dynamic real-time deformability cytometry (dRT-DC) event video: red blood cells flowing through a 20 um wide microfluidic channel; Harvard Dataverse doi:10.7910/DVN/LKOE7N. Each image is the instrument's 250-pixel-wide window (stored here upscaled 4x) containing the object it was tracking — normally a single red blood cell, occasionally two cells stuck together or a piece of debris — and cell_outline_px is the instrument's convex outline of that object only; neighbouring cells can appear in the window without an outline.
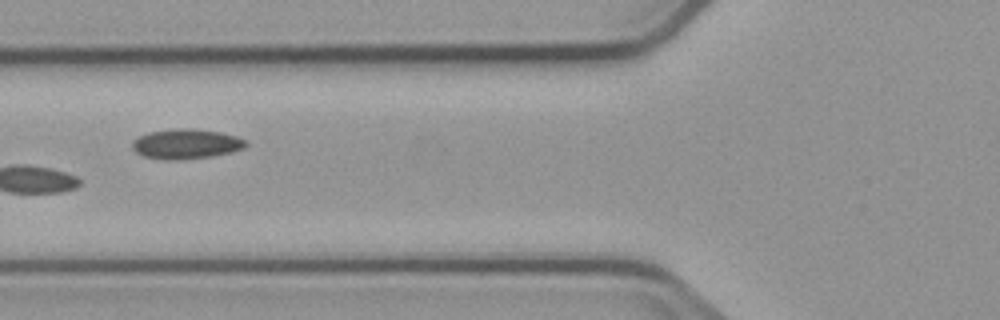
{"species": "common noctule bat (a hibernating species)", "species_latin": "Nyctalus noctula", "temperature_condition": "cold", "stored_images_in_passage": 9, "camera_frame_rate_fps": 3000, "um_per_image_px": 0.085, "animal": {"sex": "male", "body_mass_g": 23.1, "forearm_length_mm": 52.7}, "frame": {"image": 1, "passage_image": 7, "time_ms": 7.0, "image_size_px": [1000, 320], "cell_outline_px": [[248, 144], [244, 148], [232, 152], [212, 156], [176, 160], [164, 160], [144, 156], [136, 152], [132, 148], [132, 140], [148, 132], [180, 128], [192, 128], [220, 132], [236, 136], [248, 140]], "centroid_in_image_um": [15.84, 12.23], "position_along_channel_um": 110.0, "area_um2": 19.88}}
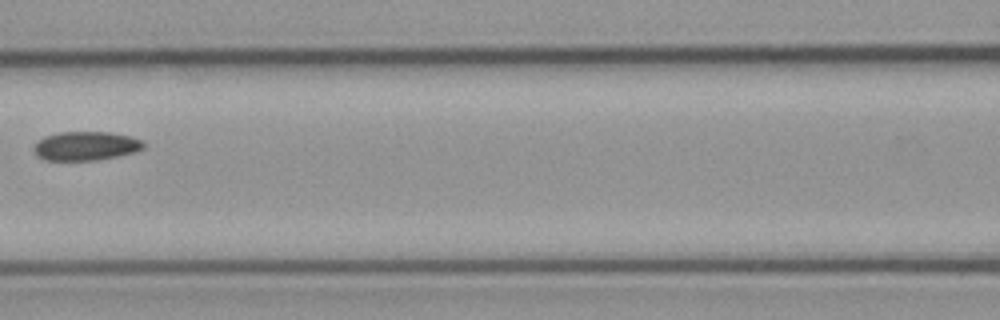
{"frame": {"image": 2, "passage_image": 8, "time_ms": 8.333, "image_size_px": [1000, 320], "cell_outline_px": [[144, 148], [136, 152], [96, 160], [44, 160], [36, 156], [32, 148], [44, 136], [60, 132], [108, 132], [132, 136], [140, 140], [144, 144]], "centroid_in_image_um": [7.28, 12.41], "position_along_channel_um": 159.3, "area_um2": 18.5}}
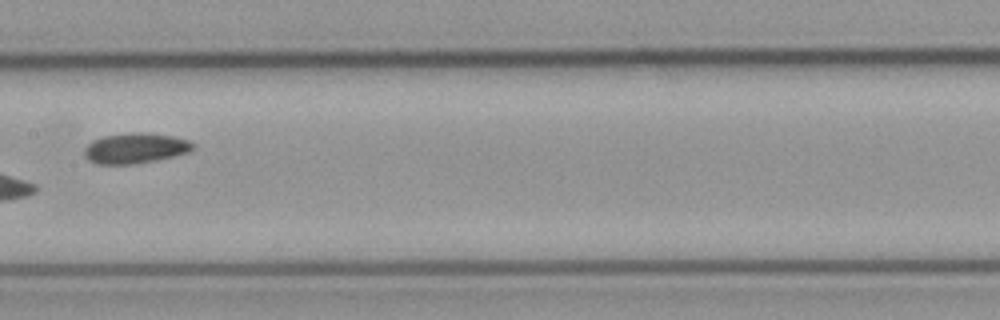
{"frame": {"image": 3, "passage_image": 9, "time_ms": 9.333, "image_size_px": [1000, 320], "cell_outline_px": [[196, 148], [188, 152], [156, 160], [132, 164], [100, 164], [88, 160], [84, 156], [84, 148], [92, 140], [104, 136], [132, 132], [148, 132], [172, 136], [188, 140]], "centroid_in_image_um": [11.48, 12.59], "position_along_channel_um": 195.9, "area_um2": 19.19}}